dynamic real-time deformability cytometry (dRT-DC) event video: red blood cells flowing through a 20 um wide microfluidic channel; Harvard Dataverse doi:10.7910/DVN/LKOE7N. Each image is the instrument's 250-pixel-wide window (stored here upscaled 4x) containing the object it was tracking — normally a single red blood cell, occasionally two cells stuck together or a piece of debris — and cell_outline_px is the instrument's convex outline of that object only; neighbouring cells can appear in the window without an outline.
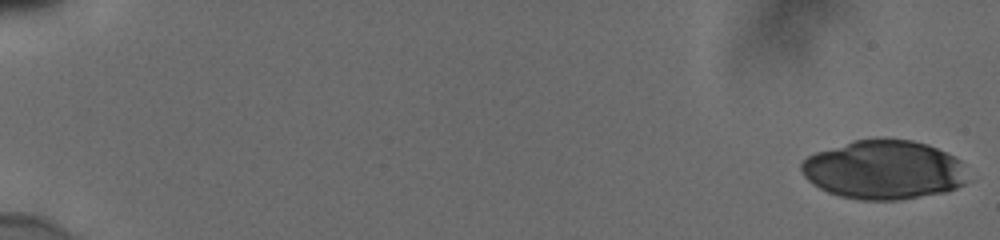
{"species": "human", "species_latin": "Homo sapiens", "temperature_condition": "cold", "stored_images_in_passage": 30, "camera_frame_rate_fps": 3000, "um_per_image_px": 0.085, "donor": {"sex": "male"}, "frame": {"image": 1, "passage_image": 1, "time_ms": 0.0, "image_size_px": [1000, 240], "cell_outline_px": [[972, 180], [956, 188], [944, 192], [900, 200], [860, 200], [840, 196], [828, 192], [812, 184], [804, 176], [800, 168], [800, 164], [808, 156], [816, 152], [856, 140], [880, 136], [912, 140], [928, 144], [960, 160]], "centroid_in_image_um": [75.16, 14.42], "position_along_channel_um": 9.8, "area_um2": 57.92}}
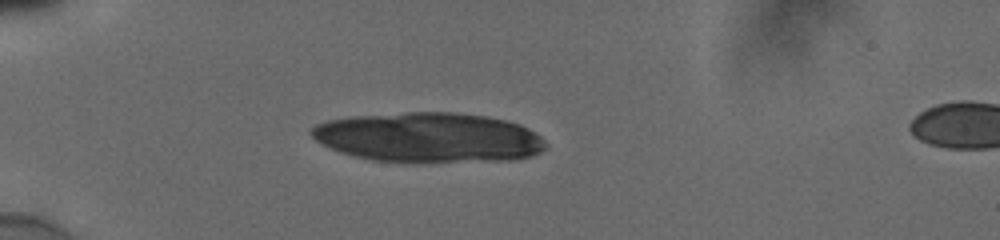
{"frame": {"image": 2, "passage_image": 17, "time_ms": 5.333, "image_size_px": [1000, 240], "cell_outline_px": [[548, 148], [532, 156], [512, 160], [372, 160], [340, 152], [316, 140], [308, 132], [316, 124], [328, 120], [352, 116], [408, 112], [452, 112], [488, 116], [520, 124], [528, 128], [540, 136], [548, 144]], "centroid_in_image_um": [36.46, 11.65], "position_along_channel_um": 48.5, "area_um2": 67.11}}
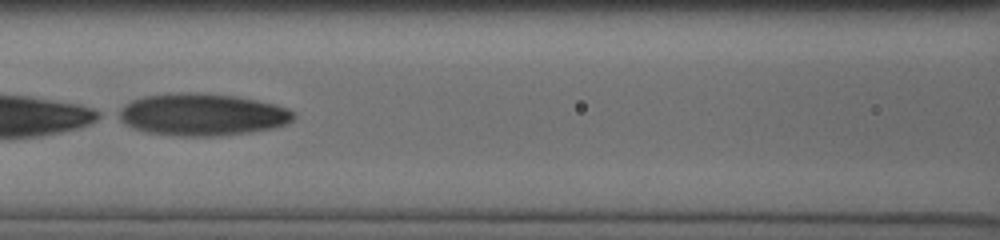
{"frame": {"image": 3, "passage_image": 28, "time_ms": 9.0, "image_size_px": [1000, 240], "cell_outline_px": [[296, 116], [288, 124], [276, 128], [252, 132], [220, 136], [180, 136], [148, 132], [136, 128], [112, 116], [124, 104], [132, 100], [144, 96], [232, 96], [272, 104], [288, 108]], "centroid_in_image_um": [17.2, 9.81], "position_along_channel_um": 149.4, "area_um2": 41.5}}